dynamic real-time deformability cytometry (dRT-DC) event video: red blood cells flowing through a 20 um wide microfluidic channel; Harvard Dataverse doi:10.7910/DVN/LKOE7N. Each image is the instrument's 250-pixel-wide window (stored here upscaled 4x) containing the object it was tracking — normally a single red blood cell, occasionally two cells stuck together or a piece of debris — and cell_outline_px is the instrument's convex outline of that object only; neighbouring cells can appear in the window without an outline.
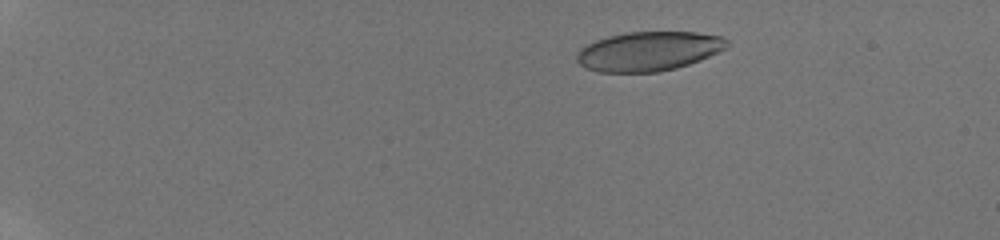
{"species": "human", "species_latin": "Homo sapiens", "temperature_condition": "room temperature", "stored_images_in_passage": 45, "camera_frame_rate_fps": 3000, "um_per_image_px": 0.085, "donor": {"sex": "male"}, "frame": {"image": 1, "passage_image": 8, "time_ms": 3.333, "image_size_px": [1000, 240], "cell_outline_px": [[728, 48], [720, 52], [700, 60], [676, 68], [656, 72], [600, 72], [584, 68], [576, 60], [576, 52], [580, 48], [596, 40], [608, 36], [628, 32], [696, 32], [720, 36], [728, 40]], "centroid_in_image_um": [55.13, 4.36], "position_along_channel_um": 29.9, "area_um2": 34.56}}
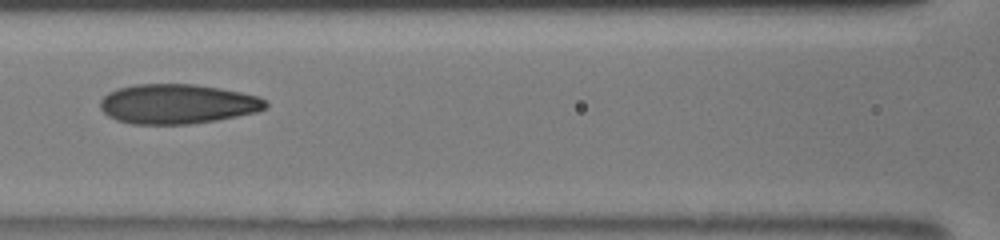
{"frame": {"image": 2, "passage_image": 21, "time_ms": 9.333, "image_size_px": [1000, 240], "cell_outline_px": [[268, 108], [256, 112], [216, 120], [188, 124], [132, 124], [116, 120], [108, 116], [100, 108], [100, 100], [108, 92], [116, 88], [136, 84], [192, 84], [220, 88], [240, 92], [256, 96], [264, 100], [268, 104]], "centroid_in_image_um": [15.04, 8.83], "position_along_channel_um": 151.6, "area_um2": 38.26}}
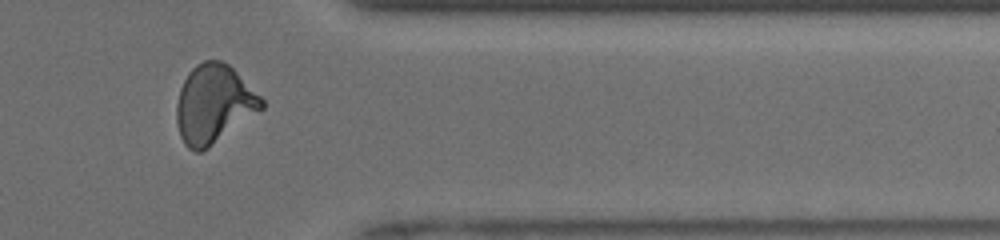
{"frame": {"image": 3, "passage_image": 38, "time_ms": 15.333, "image_size_px": [1000, 240], "cell_outline_px": [[264, 108], [208, 148], [200, 152], [196, 152], [188, 148], [184, 144], [180, 136], [176, 120], [176, 104], [180, 88], [188, 72], [196, 64], [204, 60], [220, 60], [228, 64], [264, 100]], "centroid_in_image_um": [18.14, 8.85], "position_along_channel_um": 393.3, "area_um2": 38.73}, "authors_computed_cell_mechanics": {"area_um2": 36.9342, "velocity_mm_per_s": 4.1159, "shape_relaxation_time_tau1_ms": 6.6786, "shape_relaxation_time_tau2_ms": 1.1578, "deformation_change_tau1": 0.2122, "deformation_change_tau2": 0.0803}}